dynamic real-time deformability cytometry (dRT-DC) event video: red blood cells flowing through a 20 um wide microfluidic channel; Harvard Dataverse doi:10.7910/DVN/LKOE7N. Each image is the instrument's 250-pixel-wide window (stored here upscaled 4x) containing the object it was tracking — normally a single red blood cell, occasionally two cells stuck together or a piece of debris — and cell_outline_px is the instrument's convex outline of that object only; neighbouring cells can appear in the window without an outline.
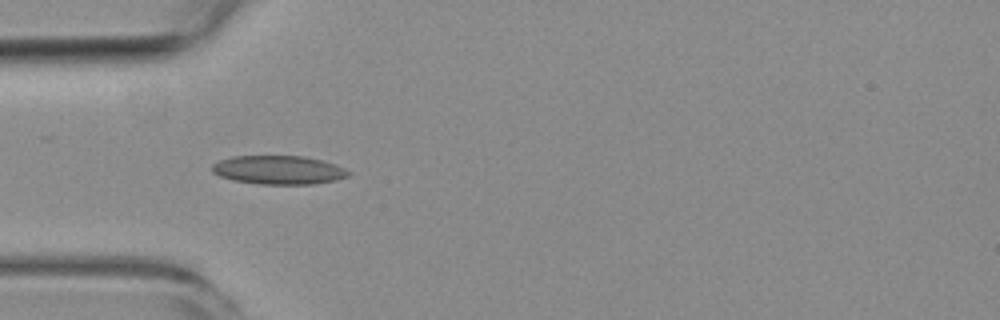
{"species": "common noctule bat (a hibernating species)", "species_latin": "Nyctalus noctula", "temperature_condition": "room temperature", "stored_images_in_passage": 5, "camera_frame_rate_fps": 3000, "um_per_image_px": 0.085, "animal": {"sex": "female", "body_mass_g": 19.3, "forearm_length_mm": 54.1}, "frame": {"image": 1, "passage_image": 1, "time_ms": 0.0, "image_size_px": [1000, 320], "cell_outline_px": [[352, 172], [348, 176], [336, 180], [316, 184], [260, 184], [232, 180], [220, 176], [212, 172], [212, 164], [220, 160], [232, 156], [304, 156], [324, 160], [336, 164]], "centroid_in_image_um": [23.71, 14.44], "position_along_channel_um": 61.3, "area_um2": 23.0}}
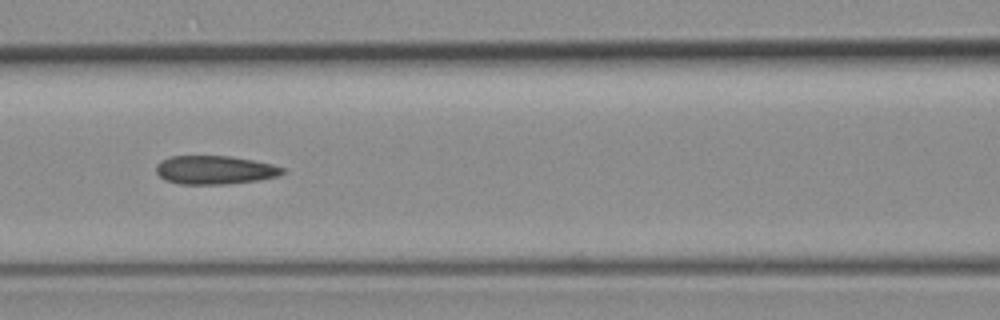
{"frame": {"image": 2, "passage_image": 3, "time_ms": 2.333, "image_size_px": [1000, 320], "cell_outline_px": [[284, 172], [280, 176], [260, 180], [224, 184], [180, 184], [164, 180], [156, 172], [156, 164], [160, 160], [172, 156], [232, 156], [272, 164], [284, 168]], "centroid_in_image_um": [18.25, 14.45], "position_along_channel_um": 148.3, "area_um2": 21.15}}
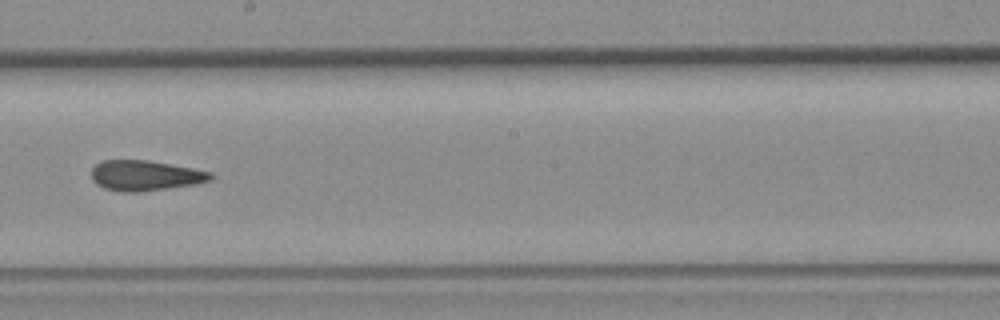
{"frame": {"image": 3, "passage_image": 5, "time_ms": 4.667, "image_size_px": [1000, 320], "cell_outline_px": [[216, 176], [212, 180], [196, 184], [140, 192], [120, 192], [104, 188], [96, 184], [92, 180], [92, 168], [96, 164], [104, 160], [148, 160], [192, 168], [212, 172]], "centroid_in_image_um": [12.36, 14.93], "position_along_channel_um": 235.8, "area_um2": 21.21}}